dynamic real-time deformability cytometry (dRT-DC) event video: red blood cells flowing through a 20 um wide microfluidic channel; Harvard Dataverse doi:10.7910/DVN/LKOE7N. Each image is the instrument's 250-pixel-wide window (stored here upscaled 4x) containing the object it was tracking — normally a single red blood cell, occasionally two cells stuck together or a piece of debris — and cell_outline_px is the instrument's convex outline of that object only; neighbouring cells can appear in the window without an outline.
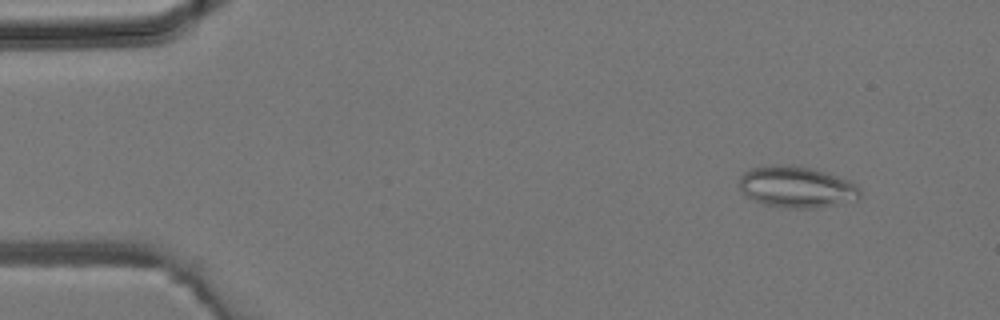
{"species": "common noctule bat (a hibernating species)", "species_latin": "Nyctalus noctula", "temperature_condition": "room temperature", "stored_images_in_passage": 3, "camera_frame_rate_fps": 3000, "um_per_image_px": 0.085, "animal": {"sex": "male", "body_mass_g": 19.2, "forearm_length_mm": 51.8}, "frame": {"image": 1, "passage_image": 1, "time_ms": 0.0, "image_size_px": [1000, 320], "cell_outline_px": [[860, 196], [856, 200], [816, 208], [788, 208], [764, 204], [748, 196], [740, 188], [740, 176], [748, 168], [780, 164], [812, 168], [848, 180], [856, 184], [860, 188]], "centroid_in_image_um": [67.72, 15.89], "position_along_channel_um": 17.3, "area_um2": 28.84}}